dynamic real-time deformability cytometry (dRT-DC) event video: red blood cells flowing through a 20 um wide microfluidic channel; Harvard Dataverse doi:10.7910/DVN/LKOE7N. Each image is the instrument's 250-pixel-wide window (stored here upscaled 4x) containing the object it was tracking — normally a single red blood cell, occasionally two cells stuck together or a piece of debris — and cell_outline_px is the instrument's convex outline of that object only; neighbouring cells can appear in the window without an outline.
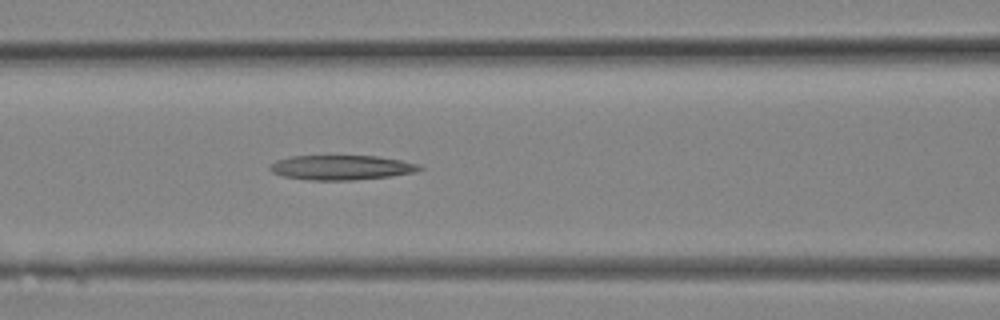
{"species": "Egyptian fruit bat (a non-hibernating species)", "species_latin": "Rousettus aegyptiacus", "temperature_condition": "room temperature", "stored_images_in_passage": 10, "camera_frame_rate_fps": 3000, "um_per_image_px": 0.085, "animal": {"sex": "female"}, "frame": {"image": 1, "passage_image": 10, "time_ms": 3.0, "image_size_px": [1000, 320], "cell_outline_px": [[424, 168], [416, 172], [392, 176], [352, 180], [308, 180], [284, 176], [272, 172], [268, 168], [276, 160], [288, 156], [376, 156], [400, 160], [420, 164]], "centroid_in_image_um": [29.03, 14.24], "position_along_channel_um": 137.6, "area_um2": 21.56}}